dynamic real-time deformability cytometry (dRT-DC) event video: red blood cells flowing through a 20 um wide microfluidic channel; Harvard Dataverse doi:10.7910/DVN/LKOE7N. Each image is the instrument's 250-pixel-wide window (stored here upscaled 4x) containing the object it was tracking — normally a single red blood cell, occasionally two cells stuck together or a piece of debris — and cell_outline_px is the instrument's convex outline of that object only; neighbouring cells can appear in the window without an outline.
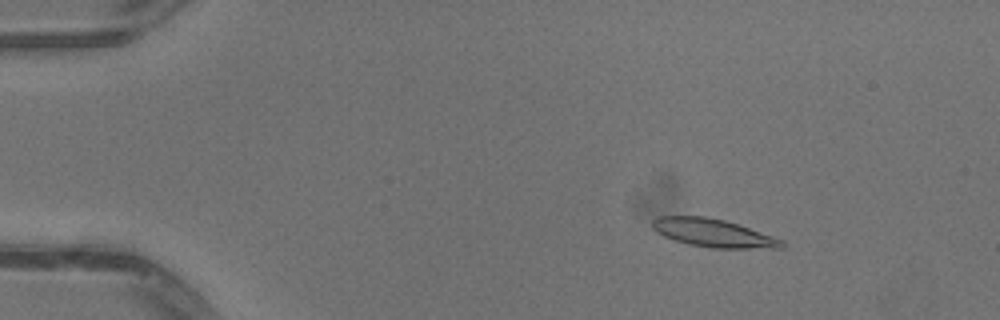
{"species": "common noctule bat (a hibernating species)", "species_latin": "Nyctalus noctula", "temperature_condition": "warm", "stored_images_in_passage": 51, "camera_frame_rate_fps": 3000, "um_per_image_px": 0.085, "animal": {"sex": "male", "body_mass_g": 13.3}, "frame": {"image": 1, "passage_image": 8, "time_ms": 2.333, "image_size_px": [1000, 320], "cell_outline_px": [[784, 248], [712, 248], [688, 244], [664, 236], [656, 232], [652, 228], [652, 220], [656, 216], [704, 216], [724, 220], [784, 240]], "centroid_in_image_um": [60.59, 19.8], "position_along_channel_um": 24.4, "area_um2": 21.04}}
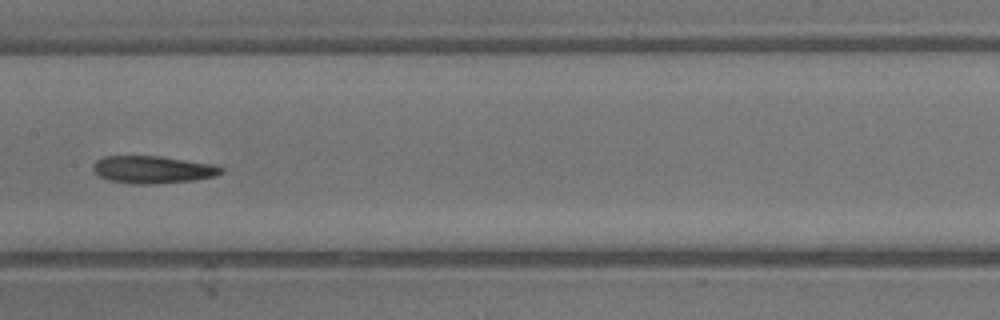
{"frame": {"image": 2, "passage_image": 27, "time_ms": 8.667, "image_size_px": [1000, 320], "cell_outline_px": [[224, 172], [216, 176], [196, 180], [156, 184], [132, 184], [108, 180], [100, 176], [92, 168], [92, 164], [96, 160], [104, 156], [160, 156], [216, 164], [224, 168]], "centroid_in_image_um": [13.03, 14.41], "position_along_channel_um": 194.4, "area_um2": 20.81}}
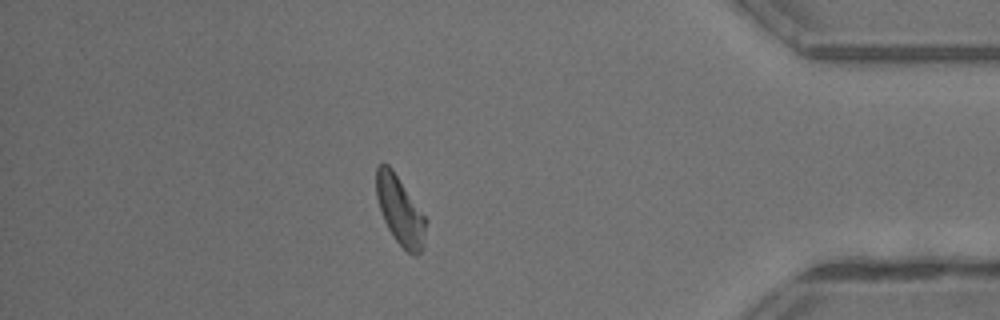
{"frame": {"image": 3, "passage_image": 45, "time_ms": 14.667, "image_size_px": [1000, 320], "cell_outline_px": [[428, 220], [424, 248], [416, 256], [412, 256], [396, 240], [388, 228], [384, 220], [376, 196], [376, 168], [380, 164], [388, 164], [392, 168]], "centroid_in_image_um": [34.04, 17.92], "position_along_channel_um": 401.2, "area_um2": 19.88}, "authors_computed_cell_mechanics": {"area_um2": 20.23, "velocity_mm_per_s": 4.0765, "shape_relaxation_time_tau1_ms": 7.7748, "shape_relaxation_time_tau2_ms": 10.6891, "deformation_change_tau1": 0.2221, "deformation_change_tau2": 0.2225}}